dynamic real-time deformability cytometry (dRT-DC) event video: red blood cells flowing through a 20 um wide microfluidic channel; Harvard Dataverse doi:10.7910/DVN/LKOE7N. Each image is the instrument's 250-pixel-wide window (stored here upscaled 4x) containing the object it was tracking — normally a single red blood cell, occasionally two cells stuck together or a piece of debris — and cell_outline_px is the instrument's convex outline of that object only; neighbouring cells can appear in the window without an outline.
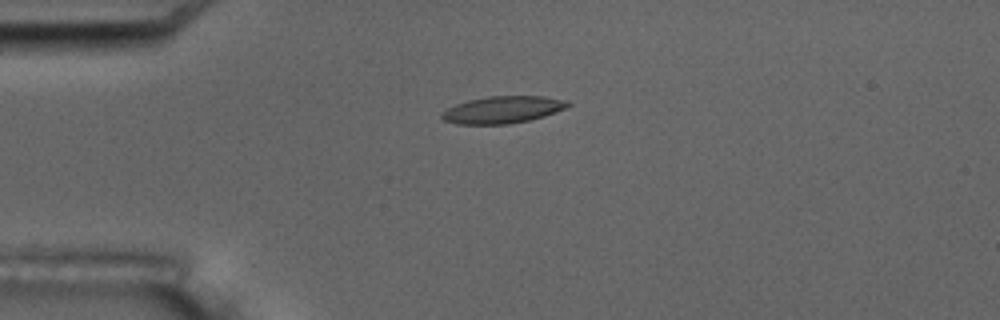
{"species": "common noctule bat (a hibernating species)", "species_latin": "Nyctalus noctula", "temperature_condition": "room temperature", "stored_images_in_passage": 2, "camera_frame_rate_fps": 3000, "um_per_image_px": 0.085, "animal": {"sex": "male", "body_mass_g": 17.5, "forearm_length_mm": 52.3}, "frame": {"image": 1, "passage_image": 1, "time_ms": 0.0, "image_size_px": [1000, 320], "cell_outline_px": [[572, 104], [564, 108], [544, 116], [528, 120], [508, 124], [456, 124], [444, 120], [440, 116], [448, 108], [456, 104], [468, 100], [488, 96], [544, 96], [564, 100]], "centroid_in_image_um": [42.71, 9.32], "position_along_channel_um": 42.3, "area_um2": 19.65}}